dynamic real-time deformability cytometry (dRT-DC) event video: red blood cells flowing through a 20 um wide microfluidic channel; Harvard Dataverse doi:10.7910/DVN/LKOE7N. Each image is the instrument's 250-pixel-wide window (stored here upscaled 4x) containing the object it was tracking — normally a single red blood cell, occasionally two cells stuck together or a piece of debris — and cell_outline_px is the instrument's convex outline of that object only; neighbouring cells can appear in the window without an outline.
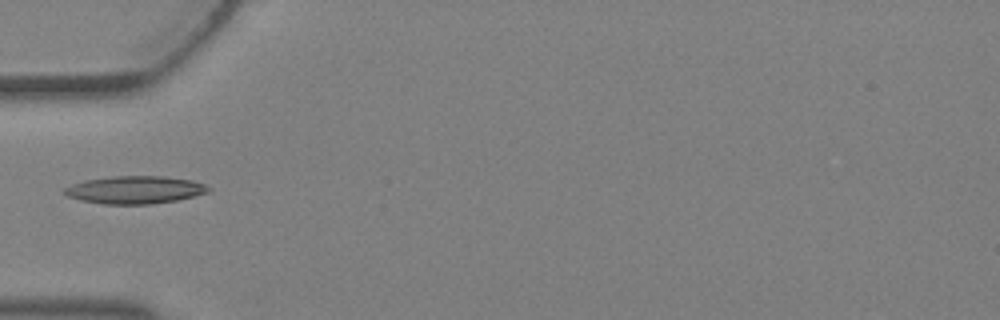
{"species": "Egyptian fruit bat (a non-hibernating species)", "species_latin": "Rousettus aegyptiacus", "temperature_condition": "warm", "stored_images_in_passage": 2, "camera_frame_rate_fps": 3000, "um_per_image_px": 0.085, "animal": {"sex": "female"}, "frame": {"image": 1, "passage_image": 2, "time_ms": 0.333, "image_size_px": [1000, 320], "cell_outline_px": [[212, 188], [208, 192], [176, 200], [152, 204], [100, 204], [80, 200], [68, 196], [64, 192], [64, 188], [72, 184], [84, 180], [112, 176], [164, 176], [192, 180], [204, 184]], "centroid_in_image_um": [11.46, 16.13], "position_along_channel_um": 73.5, "area_um2": 23.24}}